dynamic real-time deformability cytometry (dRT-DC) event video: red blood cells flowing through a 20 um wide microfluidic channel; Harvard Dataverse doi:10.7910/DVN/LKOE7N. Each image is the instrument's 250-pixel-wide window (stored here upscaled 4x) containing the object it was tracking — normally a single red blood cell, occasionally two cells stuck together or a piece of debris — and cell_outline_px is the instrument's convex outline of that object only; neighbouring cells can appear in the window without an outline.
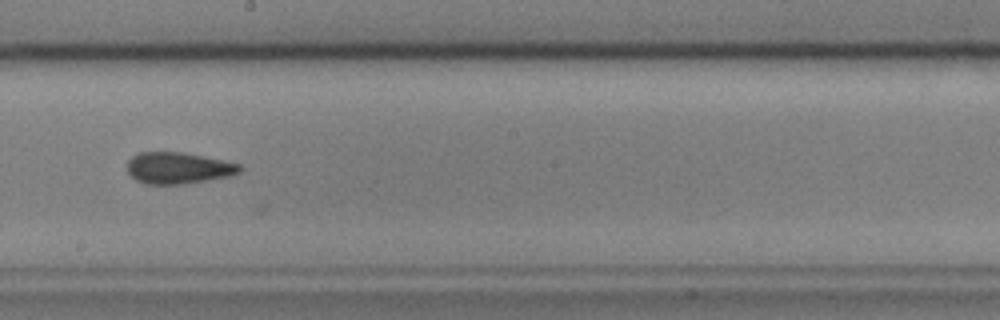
{"species": "common noctule bat (a hibernating species)", "species_latin": "Nyctalus noctula", "temperature_condition": "cold", "stored_images_in_passage": 38, "camera_frame_rate_fps": 3000, "um_per_image_px": 0.085, "animal": {"sex": "male", "body_mass_g": 17.9, "forearm_length_mm": 54.2}, "frame": {"image": 1, "passage_image": 30, "time_ms": 9.667, "image_size_px": [1000, 320], "cell_outline_px": [[244, 168], [240, 172], [232, 176], [184, 184], [144, 184], [136, 180], [128, 172], [128, 160], [132, 156], [140, 152], [184, 152], [224, 160], [240, 164]], "centroid_in_image_um": [15.19, 14.28], "position_along_channel_um": 233.0, "area_um2": 20.87}}